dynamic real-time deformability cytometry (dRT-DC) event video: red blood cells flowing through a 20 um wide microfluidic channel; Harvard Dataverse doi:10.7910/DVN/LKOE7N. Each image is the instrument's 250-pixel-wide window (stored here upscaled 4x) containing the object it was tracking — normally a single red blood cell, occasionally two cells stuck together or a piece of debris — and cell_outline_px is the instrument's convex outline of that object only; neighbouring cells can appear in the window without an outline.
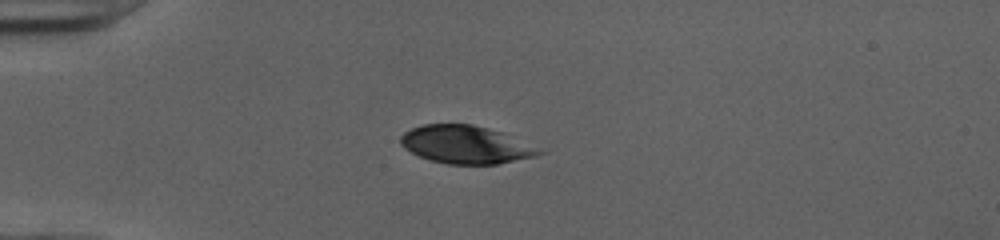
{"species": "human", "species_latin": "Homo sapiens", "temperature_condition": "cold", "stored_images_in_passage": 38, "camera_frame_rate_fps": 3000, "um_per_image_px": 0.085, "donor": {"sex": "female"}, "frame": {"image": 1, "passage_image": 1, "time_ms": 0.0, "image_size_px": [1000, 240], "cell_outline_px": [[548, 152], [536, 156], [496, 164], [448, 164], [432, 160], [420, 156], [404, 148], [400, 144], [400, 136], [404, 132], [412, 128], [424, 124], [472, 124], [488, 128], [500, 132]], "centroid_in_image_um": [39.57, 12.29], "position_along_channel_um": 45.4, "area_um2": 30.29}}
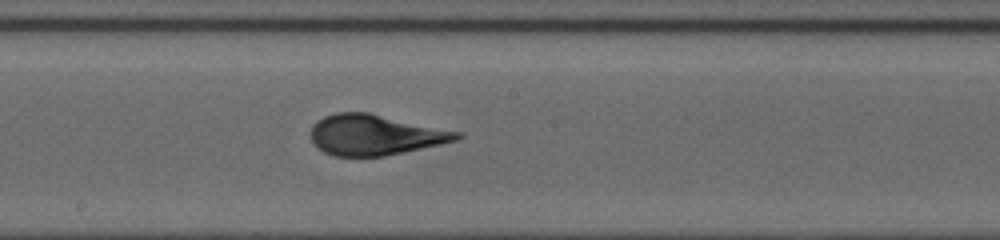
{"frame": {"image": 2, "passage_image": 16, "time_ms": 5.0, "image_size_px": [1000, 240], "cell_outline_px": [[464, 136], [460, 140], [404, 152], [384, 156], [332, 156], [324, 152], [312, 140], [312, 124], [316, 120], [324, 116], [336, 112], [368, 112], [464, 132]], "centroid_in_image_um": [31.95, 11.45], "position_along_channel_um": 216.3, "area_um2": 34.74}}
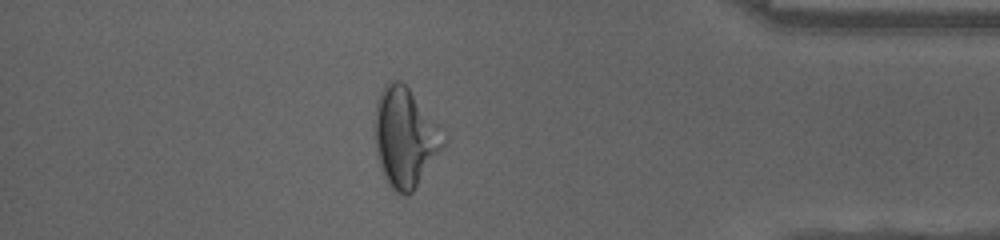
{"frame": {"image": 3, "passage_image": 32, "time_ms": 10.333, "image_size_px": [1000, 240], "cell_outline_px": [[444, 148], [412, 192], [408, 196], [404, 196], [396, 192], [388, 184], [384, 176], [376, 152], [376, 100], [384, 84], [388, 80], [400, 80], [408, 88], [444, 144]], "centroid_in_image_um": [34.34, 11.74], "position_along_channel_um": 400.9, "area_um2": 37.69}, "authors_computed_cell_mechanics": {"area_um2": 34.68, "velocity_mm_per_s": 4.009, "shape_relaxation_time_tau1_ms": 6.7614, "shape_relaxation_time_tau2_ms": 0.8296, "deformation_change_tau1": 0.2168, "deformation_change_tau2": 0.0549}}